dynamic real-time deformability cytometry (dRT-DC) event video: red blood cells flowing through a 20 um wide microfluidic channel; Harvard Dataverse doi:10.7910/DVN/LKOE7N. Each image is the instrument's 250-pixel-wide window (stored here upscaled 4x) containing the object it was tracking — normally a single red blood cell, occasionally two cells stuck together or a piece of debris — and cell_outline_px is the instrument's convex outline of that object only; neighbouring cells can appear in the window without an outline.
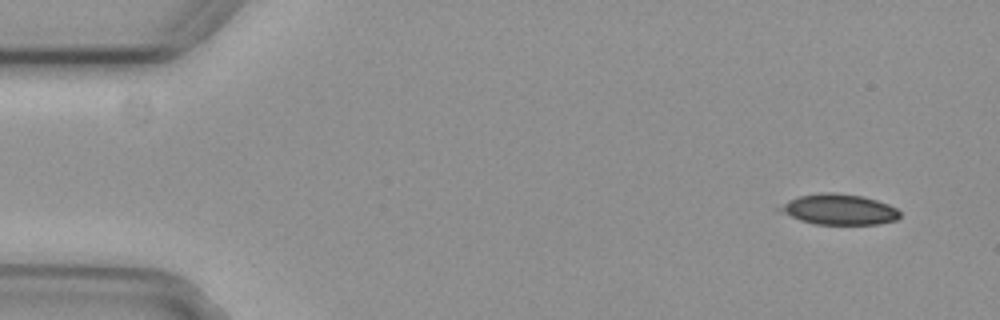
{"species": "common noctule bat (a hibernating species)", "species_latin": "Nyctalus noctula", "temperature_condition": "cold", "stored_images_in_passage": 5, "camera_frame_rate_fps": 3000, "um_per_image_px": 0.085, "animal": {"sex": "female", "body_mass_g": 29.2, "forearm_length_mm": 56.3}, "frame": {"image": 1, "passage_image": 1, "time_ms": 0.0, "image_size_px": [1000, 320], "cell_outline_px": [[900, 216], [896, 220], [880, 224], [816, 224], [800, 220], [776, 208], [788, 200], [800, 196], [820, 192], [832, 192], [860, 196], [876, 200], [888, 204], [896, 208], [900, 212]], "centroid_in_image_um": [71.34, 17.8], "position_along_channel_um": 13.7, "area_um2": 21.15}}
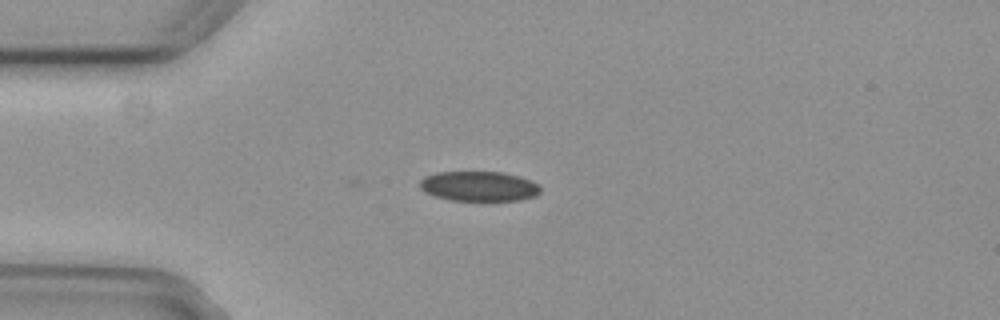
{"frame": {"image": 2, "passage_image": 4, "time_ms": 1.0, "image_size_px": [1000, 320], "cell_outline_px": [[540, 192], [536, 196], [520, 200], [448, 200], [424, 192], [420, 188], [420, 180], [424, 176], [436, 172], [504, 172], [520, 176], [532, 180], [540, 184]], "centroid_in_image_um": [40.73, 15.82], "position_along_channel_um": 44.3, "area_um2": 21.21}}
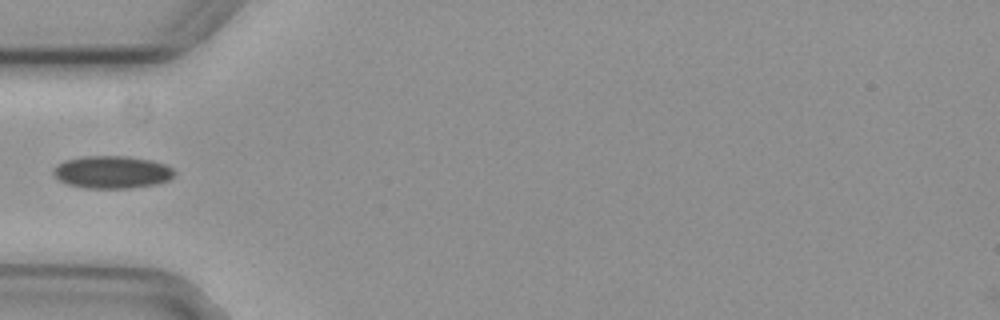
{"frame": {"image": 3, "passage_image": 5, "time_ms": 1.333, "image_size_px": [1000, 320], "cell_outline_px": [[176, 172], [168, 180], [156, 184], [128, 188], [88, 188], [68, 184], [60, 180], [52, 172], [52, 168], [56, 164], [64, 160], [84, 156], [128, 156], [152, 160], [164, 164], [172, 168]], "centroid_in_image_um": [9.5, 14.62], "position_along_channel_um": 75.5, "area_um2": 22.95}}